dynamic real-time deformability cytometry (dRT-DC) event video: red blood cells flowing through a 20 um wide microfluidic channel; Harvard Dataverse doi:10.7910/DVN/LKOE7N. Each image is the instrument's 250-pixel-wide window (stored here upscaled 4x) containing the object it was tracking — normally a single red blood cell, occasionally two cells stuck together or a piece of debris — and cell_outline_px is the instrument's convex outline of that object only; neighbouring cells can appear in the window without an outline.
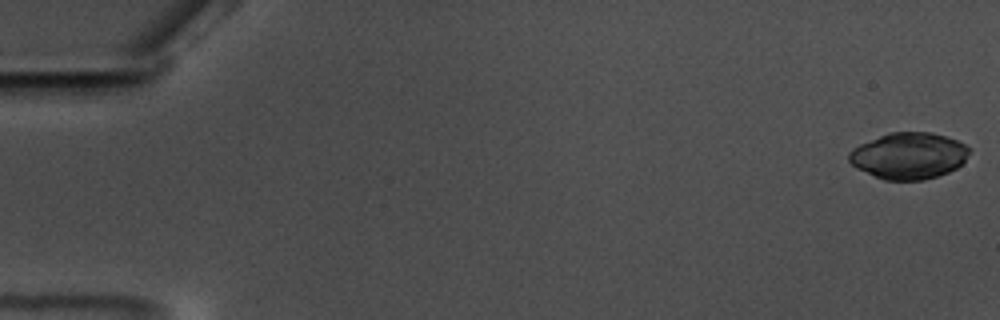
{"species": "common noctule bat (a hibernating species)", "species_latin": "Nyctalus noctula", "temperature_condition": "warm", "stored_images_in_passage": 58, "camera_frame_rate_fps": 3000, "um_per_image_px": 0.085, "animal": {"sex": "male", "body_mass_g": 17.5, "forearm_length_mm": 52.3}, "frame": {"image": 1, "passage_image": 1, "time_ms": 0.0, "image_size_px": [1000, 320], "cell_outline_px": [[972, 148], [964, 160], [956, 168], [948, 172], [924, 180], [884, 180], [856, 168], [848, 160], [848, 152], [852, 148], [860, 144], [888, 132], [932, 132], [956, 140]], "centroid_in_image_um": [77.22, 13.23], "position_along_channel_um": 7.8, "area_um2": 32.54}}